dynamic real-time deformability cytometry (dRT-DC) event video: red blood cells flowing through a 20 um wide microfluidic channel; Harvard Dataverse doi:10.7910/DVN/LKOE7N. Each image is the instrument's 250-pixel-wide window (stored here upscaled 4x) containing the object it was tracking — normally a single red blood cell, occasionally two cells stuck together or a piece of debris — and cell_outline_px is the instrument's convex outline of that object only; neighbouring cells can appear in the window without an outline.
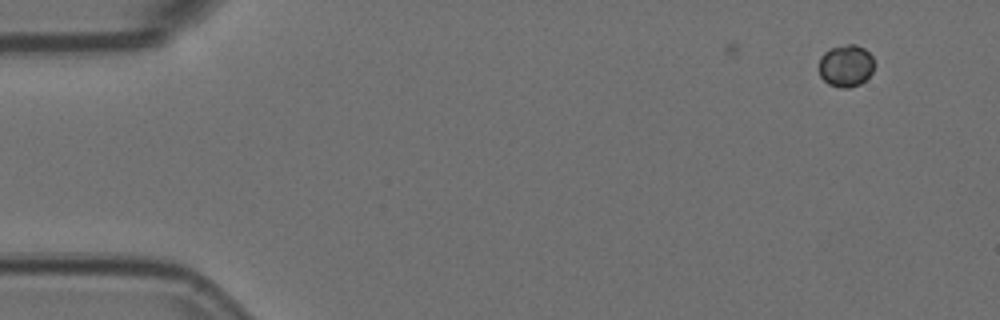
{"species": "Egyptian fruit bat (a non-hibernating species)", "species_latin": "Rousettus aegyptiacus", "temperature_condition": "room temperature", "stored_images_in_passage": 10, "camera_frame_rate_fps": 3000, "um_per_image_px": 0.085, "animal": {"sex": "female"}, "frame": {"image": 1, "passage_image": 2, "time_ms": 0.333, "image_size_px": [1000, 320], "cell_outline_px": [[872, 72], [860, 84], [848, 88], [840, 88], [828, 84], [820, 76], [820, 56], [824, 52], [832, 48], [848, 44], [856, 44], [864, 48], [872, 56]], "centroid_in_image_um": [71.88, 5.59], "position_along_channel_um": 13.1, "area_um2": 13.41}}
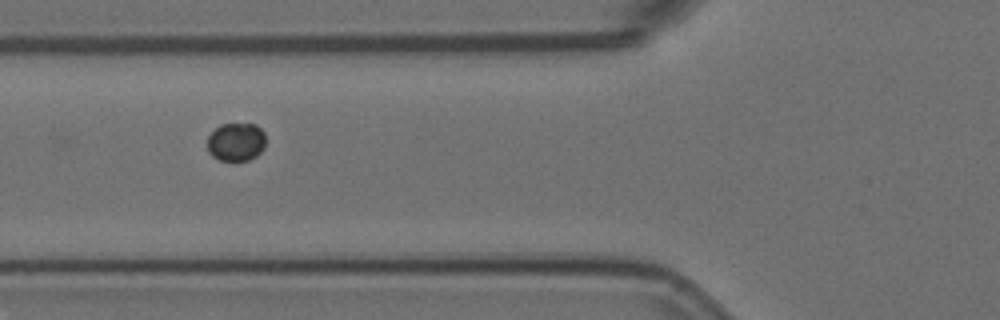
{"frame": {"image": 2, "passage_image": 7, "time_ms": 2.0, "image_size_px": [1000, 320], "cell_outline_px": [[264, 148], [256, 156], [248, 160], [220, 160], [212, 156], [208, 152], [208, 136], [220, 124], [256, 124], [264, 132]], "centroid_in_image_um": [20.06, 12.06], "position_along_channel_um": 105.7, "area_um2": 12.95}}
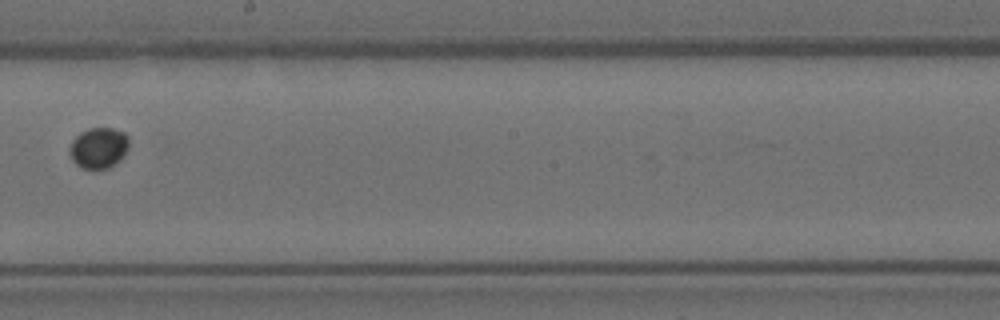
{"frame": {"image": 3, "passage_image": 10, "time_ms": 3.0, "image_size_px": [1000, 320], "cell_outline_px": [[128, 148], [124, 156], [120, 160], [108, 168], [84, 168], [76, 164], [72, 160], [68, 152], [68, 148], [72, 140], [80, 132], [88, 128], [112, 128], [124, 132], [128, 136]], "centroid_in_image_um": [8.37, 12.55], "position_along_channel_um": 239.8, "area_um2": 14.22}}